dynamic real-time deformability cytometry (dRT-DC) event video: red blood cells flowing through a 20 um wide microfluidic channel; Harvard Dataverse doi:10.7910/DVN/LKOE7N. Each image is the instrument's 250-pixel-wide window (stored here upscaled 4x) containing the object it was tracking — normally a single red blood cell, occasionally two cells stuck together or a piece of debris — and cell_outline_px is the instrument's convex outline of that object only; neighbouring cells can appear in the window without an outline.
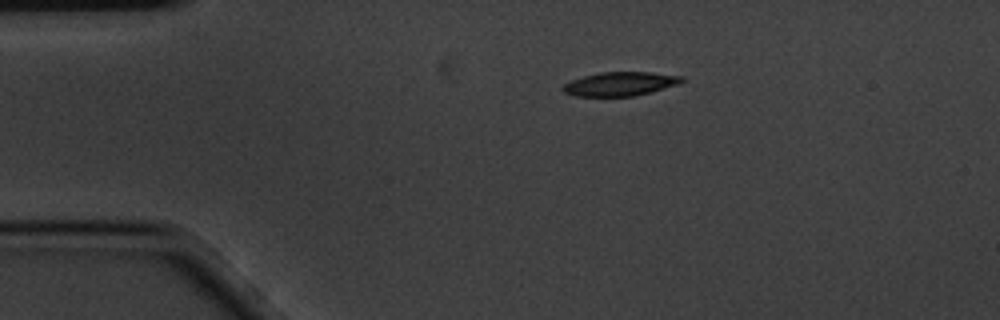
{"species": "common noctule bat (a hibernating species)", "species_latin": "Nyctalus noctula", "temperature_condition": "cold", "stored_images_in_passage": 2, "camera_frame_rate_fps": 3000, "um_per_image_px": 0.085, "animal": {"sex": "male", "body_mass_g": 20.1, "forearm_length_mm": 53.5}, "frame": {"image": 1, "passage_image": 1, "time_ms": 0.0, "image_size_px": [1000, 320], "cell_outline_px": [[684, 80], [680, 84], [632, 96], [576, 96], [564, 92], [564, 84], [572, 80], [584, 76], [600, 72], [652, 72], [684, 76]], "centroid_in_image_um": [52.75, 7.12], "position_along_channel_um": 32.2, "area_um2": 16.36}}